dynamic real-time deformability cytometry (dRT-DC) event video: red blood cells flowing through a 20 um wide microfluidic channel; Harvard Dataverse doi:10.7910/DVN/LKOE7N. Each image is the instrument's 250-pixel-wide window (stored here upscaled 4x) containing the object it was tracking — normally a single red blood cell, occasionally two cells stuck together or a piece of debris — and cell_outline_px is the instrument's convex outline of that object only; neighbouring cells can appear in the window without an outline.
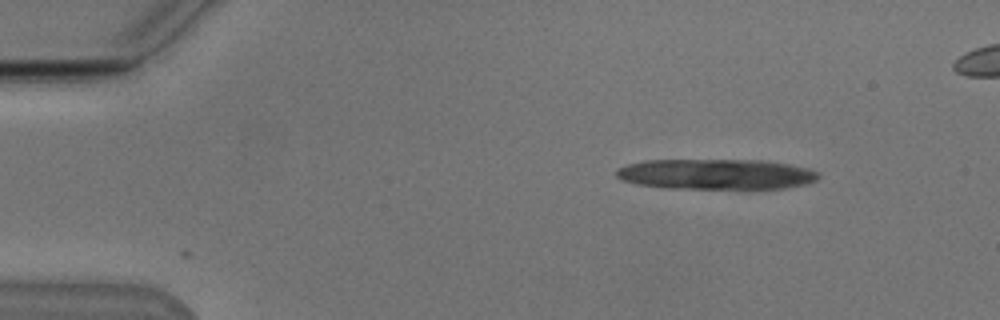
{"species": "Egyptian fruit bat (a non-hibernating species)", "species_latin": "Rousettus aegyptiacus", "temperature_condition": "cold", "stored_images_in_passage": 9, "camera_frame_rate_fps": 3000, "um_per_image_px": 0.085, "animal": {"sex": "male"}, "frame": {"image": 1, "passage_image": 2, "time_ms": 0.333, "image_size_px": [1000, 320], "cell_outline_px": [[820, 176], [816, 180], [804, 184], [784, 188], [668, 188], [640, 184], [624, 180], [616, 176], [616, 172], [620, 168], [628, 164], [648, 160], [760, 160], [788, 164], [804, 168], [816, 172]], "centroid_in_image_um": [60.86, 14.8], "position_along_channel_um": 24.1, "area_um2": 35.2}}